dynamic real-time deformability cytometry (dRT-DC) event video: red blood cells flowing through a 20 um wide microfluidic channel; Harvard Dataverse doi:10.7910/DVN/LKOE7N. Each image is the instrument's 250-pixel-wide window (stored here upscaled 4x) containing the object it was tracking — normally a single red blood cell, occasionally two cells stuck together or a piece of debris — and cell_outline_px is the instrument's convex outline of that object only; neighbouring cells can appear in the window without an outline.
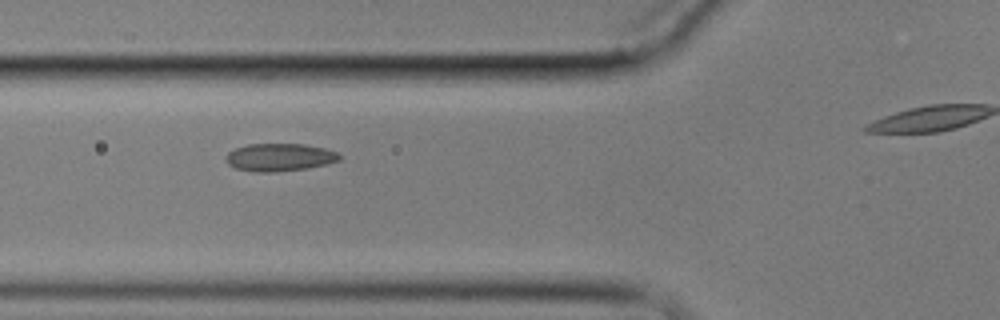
{"species": "common noctule bat (a hibernating species)", "species_latin": "Nyctalus noctula", "temperature_condition": "cold", "stored_images_in_passage": 7, "camera_frame_rate_fps": 3000, "um_per_image_px": 0.085, "animal": {"sex": "male", "body_mass_g": 17.9}, "frame": {"image": 1, "passage_image": 6, "time_ms": 5.667, "image_size_px": [1000, 320], "cell_outline_px": [[340, 160], [308, 168], [276, 172], [256, 172], [236, 168], [228, 164], [224, 160], [224, 156], [228, 152], [236, 148], [248, 144], [304, 144], [324, 148], [336, 152], [340, 156]], "centroid_in_image_um": [23.71, 13.37], "position_along_channel_um": 102.1, "area_um2": 18.32}}